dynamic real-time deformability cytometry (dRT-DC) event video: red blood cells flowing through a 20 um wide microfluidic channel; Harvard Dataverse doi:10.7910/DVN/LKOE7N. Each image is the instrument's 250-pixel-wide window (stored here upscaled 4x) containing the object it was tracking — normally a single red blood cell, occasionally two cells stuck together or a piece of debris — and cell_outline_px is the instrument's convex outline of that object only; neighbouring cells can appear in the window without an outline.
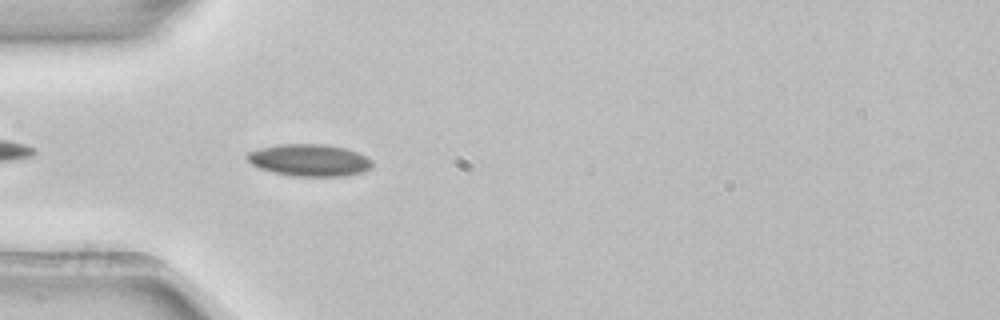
{"species": "common noctule bat (a hibernating species)", "species_latin": "Nyctalus noctula", "temperature_condition": "room temperature", "stored_images_in_passage": 3, "camera_frame_rate_fps": 3000, "um_per_image_px": 0.085, "animal": {"sex": "female", "body_mass_g": 22.7, "forearm_length_mm": 54.2}, "frame": {"image": 1, "passage_image": 3, "time_ms": 0.667, "image_size_px": [1000, 320], "cell_outline_px": [[372, 168], [364, 172], [344, 176], [296, 176], [276, 172], [260, 168], [252, 164], [244, 156], [248, 152], [260, 148], [276, 144], [324, 144], [344, 148], [356, 152], [372, 160]], "centroid_in_image_um": [26.3, 13.61], "position_along_channel_um": 58.7, "area_um2": 23.24}}